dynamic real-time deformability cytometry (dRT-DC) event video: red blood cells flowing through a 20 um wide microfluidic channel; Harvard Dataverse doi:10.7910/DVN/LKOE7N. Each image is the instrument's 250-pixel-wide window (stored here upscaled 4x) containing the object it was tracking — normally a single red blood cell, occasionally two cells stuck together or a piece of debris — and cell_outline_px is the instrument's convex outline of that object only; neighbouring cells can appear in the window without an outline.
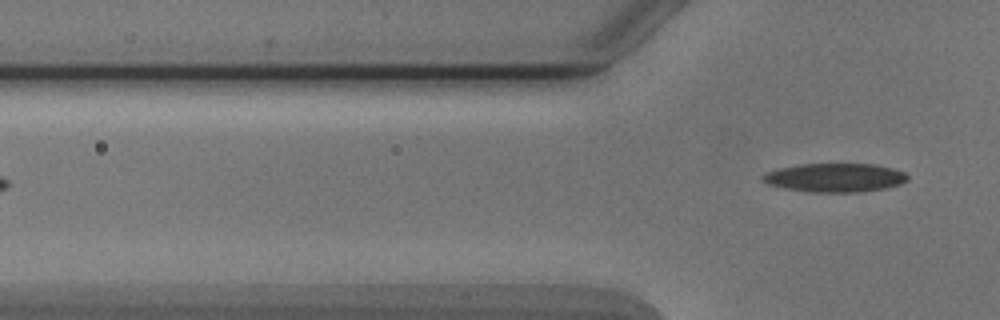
{"species": "Egyptian fruit bat (a non-hibernating species)", "species_latin": "Rousettus aegyptiacus", "temperature_condition": "cold", "stored_images_in_passage": 2, "camera_frame_rate_fps": 3000, "um_per_image_px": 0.085, "animal": {"sex": "male"}, "frame": {"image": 1, "passage_image": 2, "time_ms": 1.333, "image_size_px": [1000, 320], "cell_outline_px": [[908, 180], [900, 184], [884, 188], [860, 192], [812, 192], [784, 188], [768, 184], [760, 176], [764, 172], [780, 168], [800, 164], [876, 164], [892, 168], [904, 172], [908, 176]], "centroid_in_image_um": [70.97, 15.09], "position_along_channel_um": 54.8, "area_um2": 24.22}}